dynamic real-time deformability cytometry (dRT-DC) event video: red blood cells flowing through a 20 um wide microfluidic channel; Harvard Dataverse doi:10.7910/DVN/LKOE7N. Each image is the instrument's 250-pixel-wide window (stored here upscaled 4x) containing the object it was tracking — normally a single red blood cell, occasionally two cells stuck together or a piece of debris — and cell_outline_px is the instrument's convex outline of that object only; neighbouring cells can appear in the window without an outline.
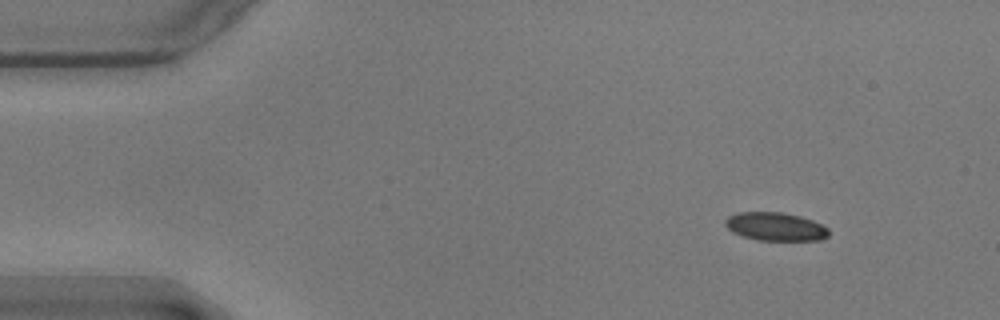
{"species": "common noctule bat (a hibernating species)", "species_latin": "Nyctalus noctula", "temperature_condition": "warm", "stored_images_in_passage": 51, "camera_frame_rate_fps": 3000, "um_per_image_px": 0.085, "animal": {"sex": "male", "body_mass_g": 17.9}, "frame": {"image": 1, "passage_image": 1, "time_ms": 0.0, "image_size_px": [1000, 320], "cell_outline_px": [[828, 236], [820, 240], [756, 240], [732, 232], [724, 224], [724, 220], [728, 216], [736, 212], [780, 212], [800, 216], [812, 220], [828, 228]], "centroid_in_image_um": [65.88, 19.25], "position_along_channel_um": 19.1, "area_um2": 17.05}}
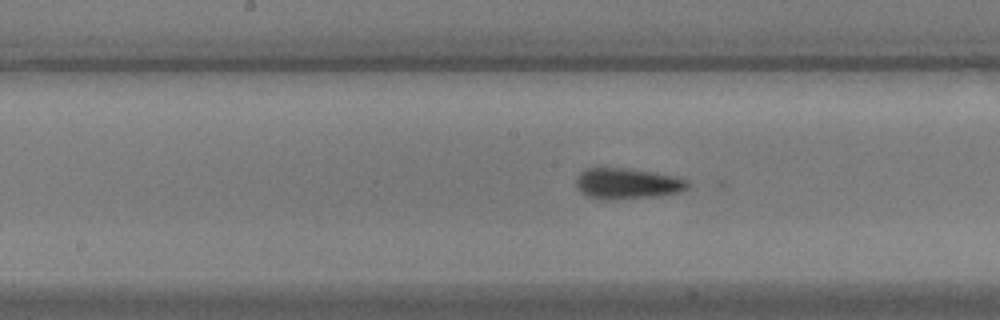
{"frame": {"image": 2, "passage_image": 23, "time_ms": 7.333, "image_size_px": [1000, 320], "cell_outline_px": [[688, 188], [680, 192], [652, 196], [616, 200], [600, 200], [588, 196], [580, 192], [576, 188], [576, 176], [584, 168], [628, 168], [656, 172], [680, 176], [688, 180]], "centroid_in_image_um": [53.3, 15.59], "position_along_channel_um": 194.9, "area_um2": 20.52}}
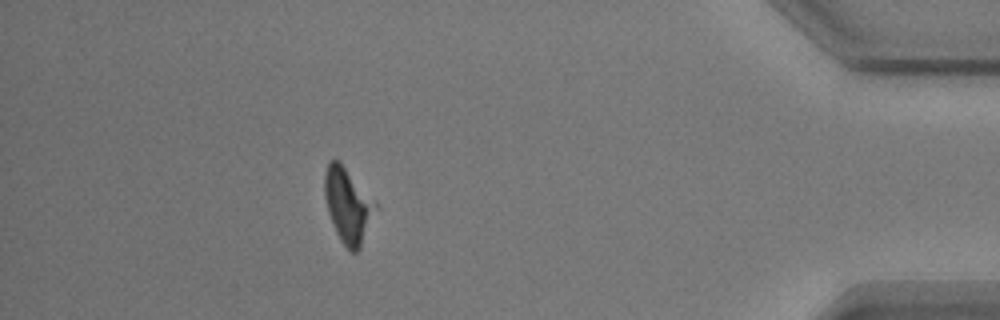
{"frame": {"image": 3, "passage_image": 45, "time_ms": 14.667, "image_size_px": [1000, 320], "cell_outline_px": [[368, 208], [360, 248], [356, 252], [352, 252], [340, 240], [336, 232], [328, 212], [324, 196], [324, 172], [328, 160], [340, 160]], "centroid_in_image_um": [29.29, 17.44], "position_along_channel_um": 405.9, "area_um2": 18.67}, "authors_computed_cell_mechanics": {"area_um2": 19.652, "velocity_mm_per_s": 3.5609, "shape_relaxation_time_tau1_ms": null, "shape_relaxation_time_tau2_ms": 1.7492, "deformation_change_tau1": null, "deformation_change_tau2": 0.0774}}